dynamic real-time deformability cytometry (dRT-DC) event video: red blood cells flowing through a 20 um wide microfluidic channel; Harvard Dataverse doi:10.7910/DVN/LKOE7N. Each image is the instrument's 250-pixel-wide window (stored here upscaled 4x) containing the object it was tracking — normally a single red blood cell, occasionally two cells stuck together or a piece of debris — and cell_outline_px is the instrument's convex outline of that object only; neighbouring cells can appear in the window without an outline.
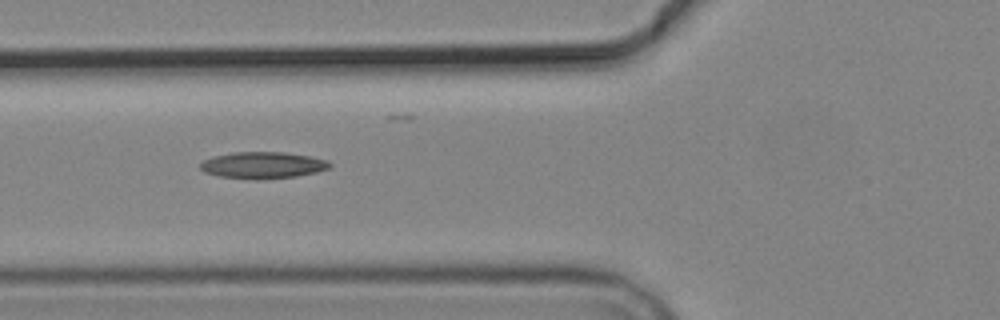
{"species": "common noctule bat (a hibernating species)", "species_latin": "Nyctalus noctula", "temperature_condition": "cold", "stored_images_in_passage": 6, "camera_frame_rate_fps": 3000, "um_per_image_px": 0.085, "animal": {"sex": "male", "body_mass_g": 19.2, "forearm_length_mm": 51.8}, "frame": {"image": 1, "passage_image": 6, "time_ms": 6.0, "image_size_px": [1000, 320], "cell_outline_px": [[332, 164], [328, 168], [316, 172], [296, 176], [256, 180], [220, 176], [204, 172], [200, 168], [200, 164], [204, 160], [212, 156], [232, 152], [284, 152], [308, 156], [328, 160]], "centroid_in_image_um": [22.31, 14.04], "position_along_channel_um": 103.5, "area_um2": 20.06}}